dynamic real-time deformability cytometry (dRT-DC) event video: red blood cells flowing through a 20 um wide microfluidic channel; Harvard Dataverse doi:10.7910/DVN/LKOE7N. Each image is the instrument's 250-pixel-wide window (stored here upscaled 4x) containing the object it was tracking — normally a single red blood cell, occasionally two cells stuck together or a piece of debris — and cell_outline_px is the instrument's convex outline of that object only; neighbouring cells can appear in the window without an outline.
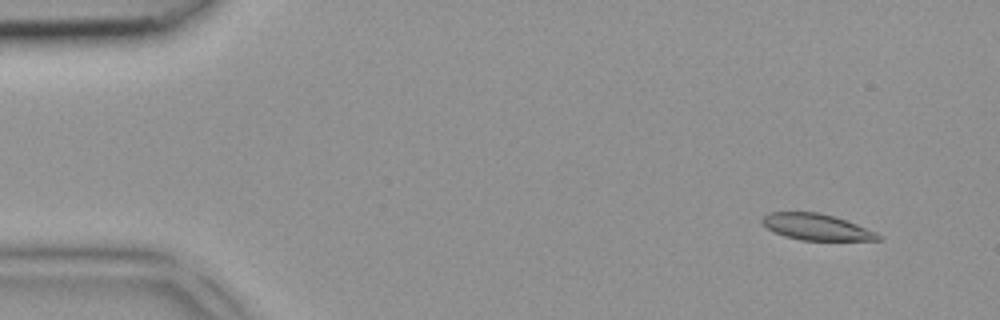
{"species": "common noctule bat (a hibernating species)", "species_latin": "Nyctalus noctula", "temperature_condition": "room temperature", "stored_images_in_passage": 4, "camera_frame_rate_fps": 3000, "um_per_image_px": 0.085, "animal": {"sex": "female", "body_mass_g": 18.4}, "frame": {"image": 1, "passage_image": 1, "time_ms": 0.0, "image_size_px": [1000, 320], "cell_outline_px": [[880, 240], [800, 240], [784, 236], [768, 228], [760, 220], [768, 212], [820, 212], [836, 216], [876, 232], [880, 236]], "centroid_in_image_um": [69.39, 19.28], "position_along_channel_um": 15.6, "area_um2": 17.63}}